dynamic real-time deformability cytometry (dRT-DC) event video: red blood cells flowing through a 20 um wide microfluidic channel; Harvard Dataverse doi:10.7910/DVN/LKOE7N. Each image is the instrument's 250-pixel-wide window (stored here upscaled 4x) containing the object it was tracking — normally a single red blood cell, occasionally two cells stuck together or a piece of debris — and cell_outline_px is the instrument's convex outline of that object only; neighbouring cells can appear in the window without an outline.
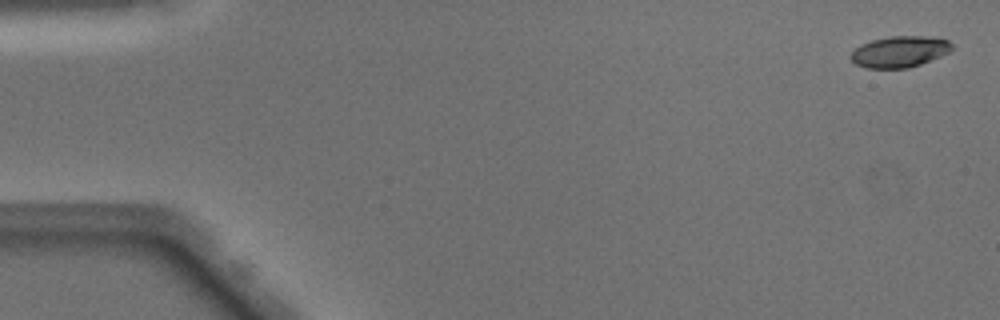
{"species": "Egyptian fruit bat (a non-hibernating species)", "species_latin": "Rousettus aegyptiacus", "temperature_condition": "warm", "stored_images_in_passage": 50, "camera_frame_rate_fps": 3000, "um_per_image_px": 0.085, "animal": {"sex": "male"}, "frame": {"image": 1, "passage_image": 2, "time_ms": 0.333, "image_size_px": [1000, 320], "cell_outline_px": [[952, 48], [948, 52], [940, 56], [920, 64], [908, 68], [868, 68], [856, 64], [848, 56], [860, 44], [872, 40], [892, 36], [928, 36], [948, 40], [952, 44]], "centroid_in_image_um": [76.45, 4.39], "position_along_channel_um": 8.6, "area_um2": 18.26}}
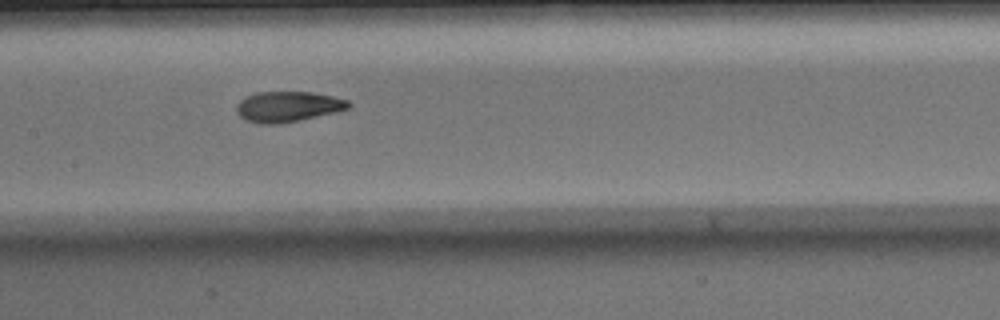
{"frame": {"image": 2, "passage_image": 25, "time_ms": 8.0, "image_size_px": [1000, 320], "cell_outline_px": [[352, 104], [348, 108], [336, 112], [280, 124], [264, 124], [244, 120], [236, 112], [236, 104], [244, 96], [256, 92], [312, 92], [332, 96], [348, 100]], "centroid_in_image_um": [24.43, 9.06], "position_along_channel_um": 183.0, "area_um2": 20.0}}
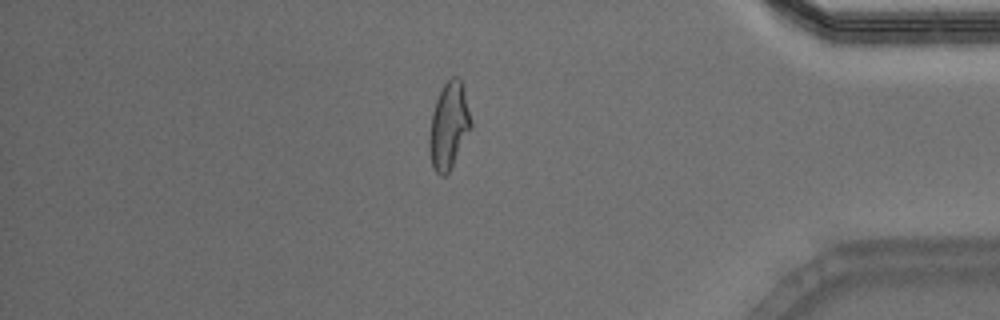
{"frame": {"image": 3, "passage_image": 43, "time_ms": 14.0, "image_size_px": [1000, 320], "cell_outline_px": [[472, 128], [448, 172], [444, 176], [440, 176], [432, 168], [428, 148], [428, 140], [432, 112], [436, 100], [444, 84], [452, 76], [456, 76], [464, 84], [472, 124]], "centroid_in_image_um": [38.15, 10.68], "position_along_channel_um": 397.1, "area_um2": 21.15}, "authors_computed_cell_mechanics": {"area_um2": 20.2011, "velocity_mm_per_s": 4.0853, "shape_relaxation_time_tau1_ms": 5.332, "shape_relaxation_time_tau2_ms": 1.7555, "deformation_change_tau1": 0.2121, "deformation_change_tau2": 0.0763}}